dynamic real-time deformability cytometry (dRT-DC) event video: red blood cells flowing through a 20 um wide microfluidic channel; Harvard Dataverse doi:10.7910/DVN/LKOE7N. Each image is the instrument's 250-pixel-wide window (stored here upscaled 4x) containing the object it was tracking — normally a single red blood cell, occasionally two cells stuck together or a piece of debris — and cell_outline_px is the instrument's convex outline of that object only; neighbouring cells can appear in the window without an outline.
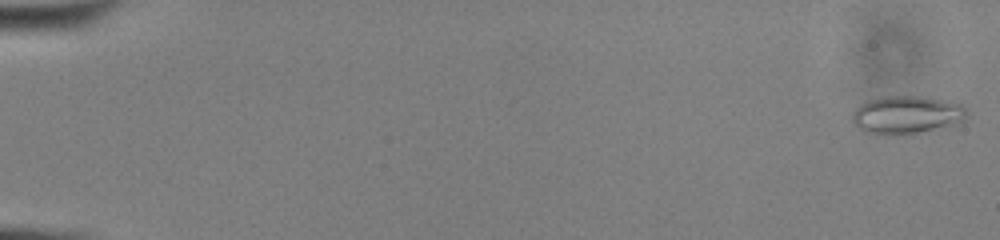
{"species": "common noctule bat (a hibernating species)", "species_latin": "Nyctalus noctula", "temperature_condition": "cold", "stored_images_in_passage": 58, "camera_frame_rate_fps": 3000, "um_per_image_px": 0.085, "animal": {"sex": "male", "body_mass_g": 13.0, "forearm_length_mm": 53.1}, "frame": {"image": 1, "passage_image": 1, "time_ms": 0.0, "image_size_px": [1000, 240], "cell_outline_px": [[968, 116], [960, 124], [912, 136], [872, 136], [856, 128], [852, 120], [852, 112], [860, 104], [868, 100], [880, 96], [920, 96], [960, 104], [968, 112]], "centroid_in_image_um": [77.04, 9.83], "position_along_channel_um": 8.0, "area_um2": 26.65}}
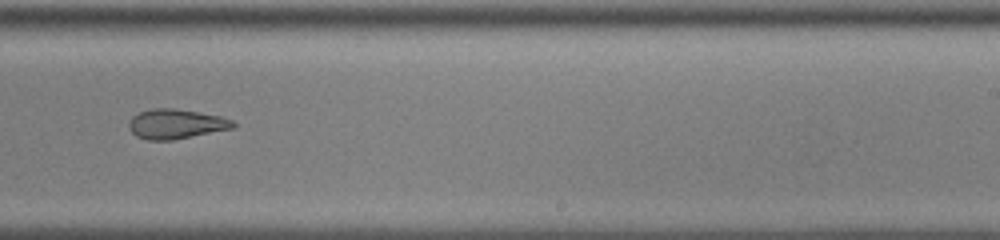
{"frame": {"image": 2, "passage_image": 38, "time_ms": 12.333, "image_size_px": [1000, 240], "cell_outline_px": [[236, 128], [172, 140], [148, 140], [136, 136], [128, 128], [128, 120], [132, 116], [140, 112], [152, 108], [172, 108], [220, 116], [232, 120], [236, 124]], "centroid_in_image_um": [14.94, 10.54], "position_along_channel_um": 274.1, "area_um2": 18.09}}
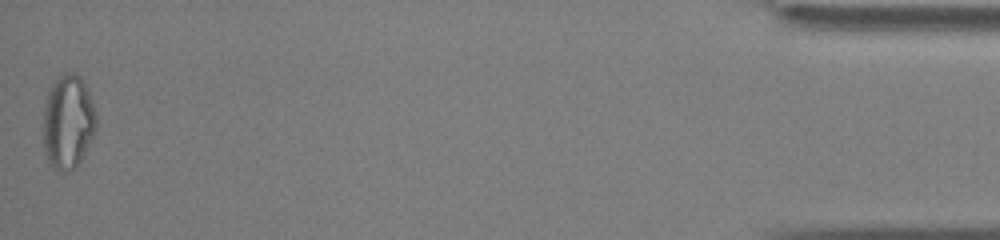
{"frame": {"image": 3, "passage_image": 58, "time_ms": 19.0, "image_size_px": [1000, 240], "cell_outline_px": [[96, 128], [76, 168], [68, 172], [60, 172], [52, 168], [44, 152], [44, 108], [48, 92], [56, 76], [64, 72], [76, 72], [80, 76], [88, 92], [96, 116]], "centroid_in_image_um": [5.76, 10.36], "position_along_channel_um": 429.4, "area_um2": 28.96}, "authors_computed_cell_mechanics": {"area_um2": 21.6172, "velocity_mm_per_s": 3.6037, "shape_relaxation_time_tau1_ms": null, "shape_relaxation_time_tau2_ms": 6.2387, "deformation_change_tau1": null, "deformation_change_tau2": 0.1486}}